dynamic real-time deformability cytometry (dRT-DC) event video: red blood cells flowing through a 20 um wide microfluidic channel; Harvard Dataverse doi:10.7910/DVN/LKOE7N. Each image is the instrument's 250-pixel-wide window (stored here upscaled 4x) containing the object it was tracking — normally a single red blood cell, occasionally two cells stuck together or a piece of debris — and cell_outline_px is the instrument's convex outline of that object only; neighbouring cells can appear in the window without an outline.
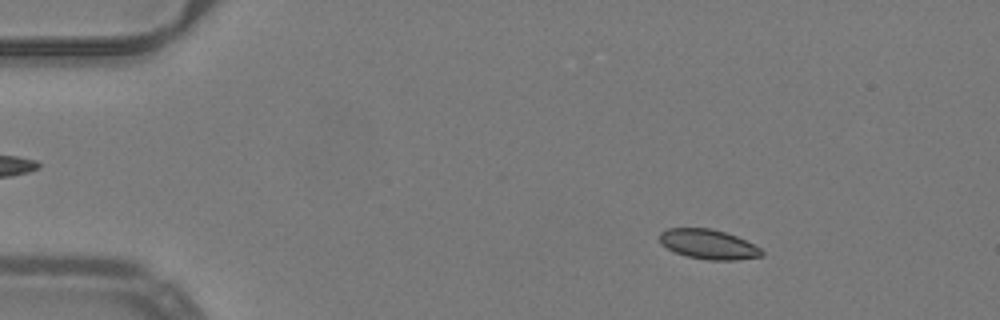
{"species": "common noctule bat (a hibernating species)", "species_latin": "Nyctalus noctula", "temperature_condition": "warm", "stored_images_in_passage": 53, "camera_frame_rate_fps": 3000, "um_per_image_px": 0.085, "animal": {"sex": "male", "body_mass_g": 19.2, "forearm_length_mm": 51.8}, "frame": {"image": 1, "passage_image": 9, "time_ms": 2.667, "image_size_px": [1000, 320], "cell_outline_px": [[764, 256], [736, 260], [708, 260], [688, 256], [676, 252], [668, 248], [660, 240], [660, 232], [668, 228], [708, 228], [724, 232], [736, 236], [760, 248], [764, 252]], "centroid_in_image_um": [60.24, 20.77], "position_along_channel_um": 24.8, "area_um2": 17.4}}
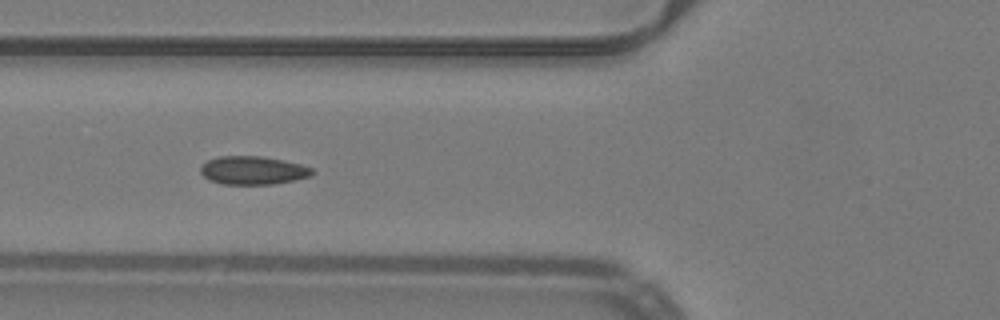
{"frame": {"image": 2, "passage_image": 21, "time_ms": 6.667, "image_size_px": [1000, 320], "cell_outline_px": [[316, 172], [312, 176], [272, 184], [224, 184], [208, 180], [200, 172], [200, 168], [208, 160], [220, 156], [260, 156], [284, 160], [300, 164], [312, 168]], "centroid_in_image_um": [21.52, 14.48], "position_along_channel_um": 104.3, "area_um2": 18.38}}
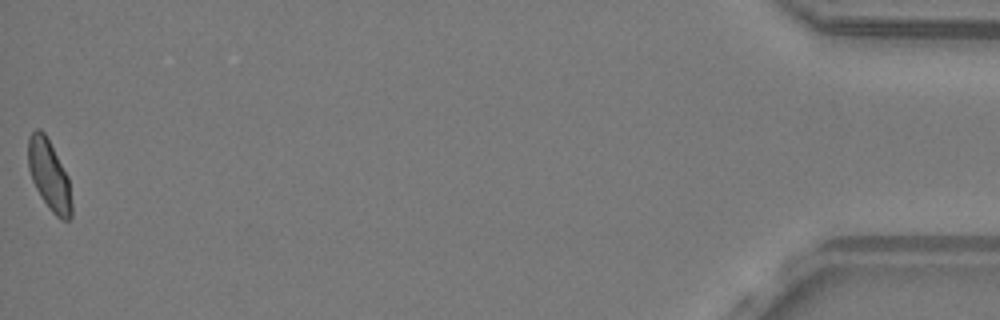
{"frame": {"image": 3, "passage_image": 53, "time_ms": 17.333, "image_size_px": [1000, 320], "cell_outline_px": [[72, 216], [68, 220], [60, 220], [52, 212], [40, 196], [32, 180], [28, 168], [28, 136], [36, 128], [40, 128], [44, 132], [68, 176], [72, 204]], "centroid_in_image_um": [4.18, 14.9], "position_along_channel_um": 431.0, "area_um2": 17.8}, "authors_computed_cell_mechanics": {"area_um2": 17.6868, "velocity_mm_per_s": 3.9881, "shape_relaxation_time_tau1_ms": 10.4996, "shape_relaxation_time_tau2_ms": 1.182, "deformation_change_tau1": 0.1575, "deformation_change_tau2": 0.0554}}